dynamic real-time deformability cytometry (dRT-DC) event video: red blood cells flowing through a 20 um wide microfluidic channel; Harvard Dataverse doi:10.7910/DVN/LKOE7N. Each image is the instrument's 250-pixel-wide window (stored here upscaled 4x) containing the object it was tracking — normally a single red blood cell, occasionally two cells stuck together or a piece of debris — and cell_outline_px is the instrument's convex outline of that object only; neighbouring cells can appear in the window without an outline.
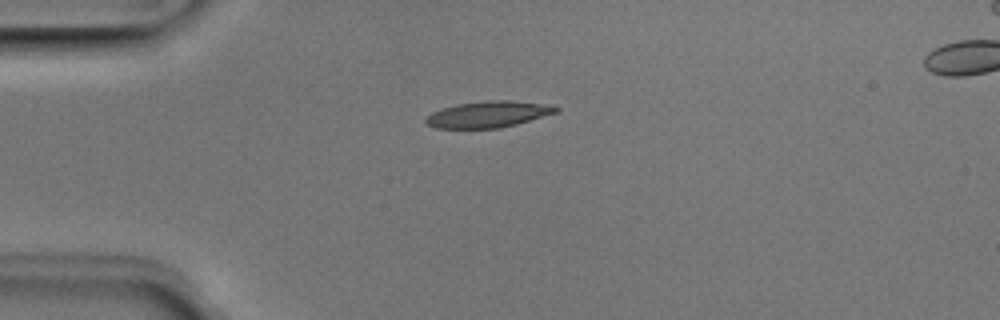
{"species": "Egyptian fruit bat (a non-hibernating species)", "species_latin": "Rousettus aegyptiacus", "temperature_condition": "room temperature", "stored_images_in_passage": 39, "camera_frame_rate_fps": 3000, "um_per_image_px": 0.085, "animal": {"sex": "male"}, "frame": {"image": 1, "passage_image": 1, "time_ms": 0.0, "image_size_px": [1000, 320], "cell_outline_px": [[560, 108], [556, 112], [516, 124], [500, 128], [436, 128], [428, 124], [424, 120], [432, 112], [440, 108], [456, 104], [488, 100], [508, 100], [540, 104]], "centroid_in_image_um": [41.42, 9.72], "position_along_channel_um": 43.6, "area_um2": 19.59}}
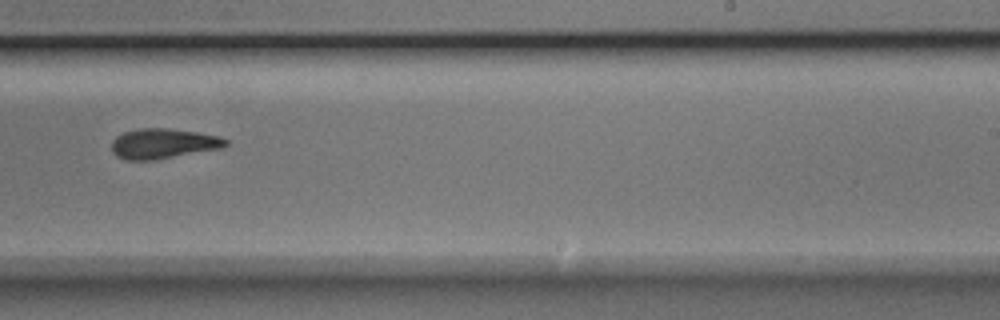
{"frame": {"image": 2, "passage_image": 20, "time_ms": 6.333, "image_size_px": [1000, 320], "cell_outline_px": [[228, 144], [220, 148], [152, 160], [124, 160], [116, 156], [112, 152], [112, 140], [116, 136], [124, 132], [140, 128], [168, 128], [196, 132], [220, 136], [228, 140]], "centroid_in_image_um": [13.83, 12.2], "position_along_channel_um": 275.2, "area_um2": 19.88}}
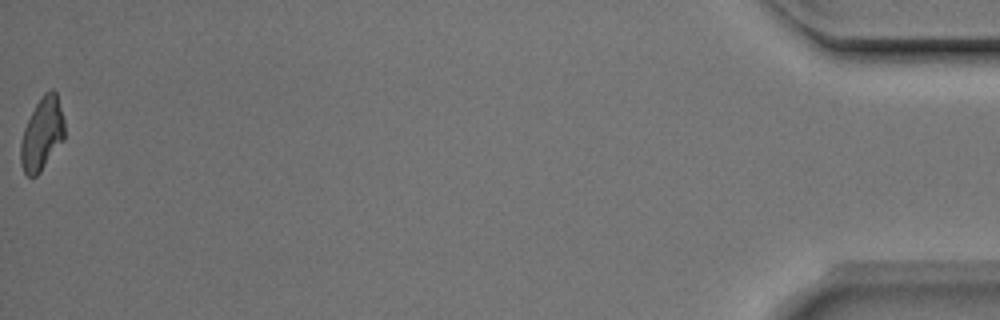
{"frame": {"image": 3, "passage_image": 39, "time_ms": 12.667, "image_size_px": [1000, 320], "cell_outline_px": [[64, 140], [40, 172], [36, 176], [28, 176], [24, 172], [20, 164], [20, 144], [24, 128], [36, 104], [44, 92], [52, 88], [56, 92], [64, 120]], "centroid_in_image_um": [3.57, 11.39], "position_along_channel_um": 431.6, "area_um2": 18.55}, "authors_computed_cell_mechanics": {"area_um2": 19.5364, "velocity_mm_per_s": 4.0275, "shape_relaxation_time_tau1_ms": 5.4626, "shape_relaxation_time_tau2_ms": 3.7757, "deformation_change_tau1": 0.1889, "deformation_change_tau2": 0.129}}